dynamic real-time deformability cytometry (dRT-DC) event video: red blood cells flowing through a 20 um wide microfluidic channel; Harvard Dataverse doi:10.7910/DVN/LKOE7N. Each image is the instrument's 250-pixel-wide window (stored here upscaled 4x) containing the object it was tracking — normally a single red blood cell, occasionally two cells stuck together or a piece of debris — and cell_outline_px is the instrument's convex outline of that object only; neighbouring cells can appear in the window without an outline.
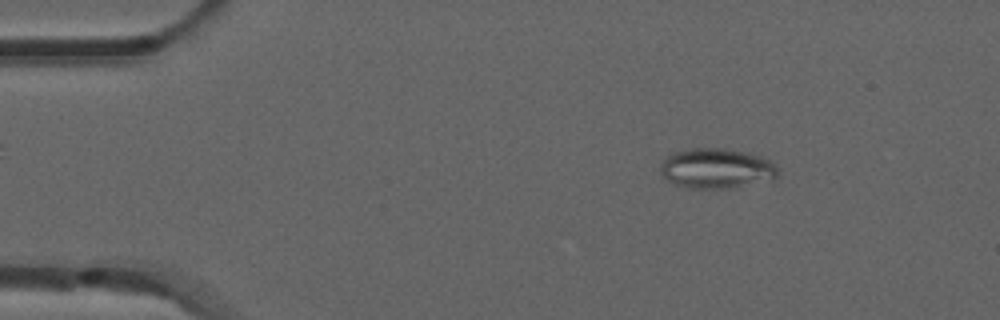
{"species": "common noctule bat (a hibernating species)", "species_latin": "Nyctalus noctula", "temperature_condition": "room temperature", "stored_images_in_passage": 51, "camera_frame_rate_fps": 3000, "um_per_image_px": 0.085, "animal": {"sex": "male", "forearm_length_mm": 52.5}, "frame": {"image": 1, "passage_image": 7, "time_ms": 2.0, "image_size_px": [1000, 320], "cell_outline_px": [[780, 172], [772, 180], [732, 188], [688, 188], [676, 184], [668, 180], [660, 172], [660, 164], [672, 152], [688, 148], [724, 148], [748, 152], [760, 156], [776, 164], [780, 168]], "centroid_in_image_um": [60.94, 14.31], "position_along_channel_um": 24.1, "area_um2": 27.74}}
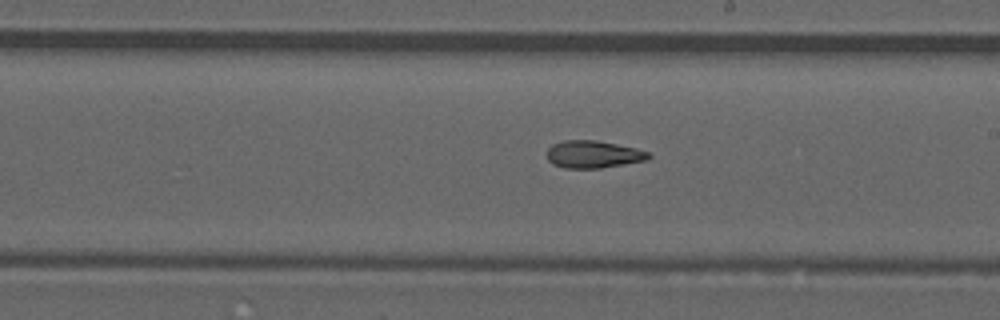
{"frame": {"image": 2, "passage_image": 29, "time_ms": 9.333, "image_size_px": [1000, 320], "cell_outline_px": [[652, 156], [648, 160], [600, 168], [564, 168], [552, 164], [548, 160], [548, 148], [552, 144], [564, 140], [596, 140], [636, 148], [648, 152]], "centroid_in_image_um": [50.43, 13.12], "position_along_channel_um": 238.6, "area_um2": 16.24}}
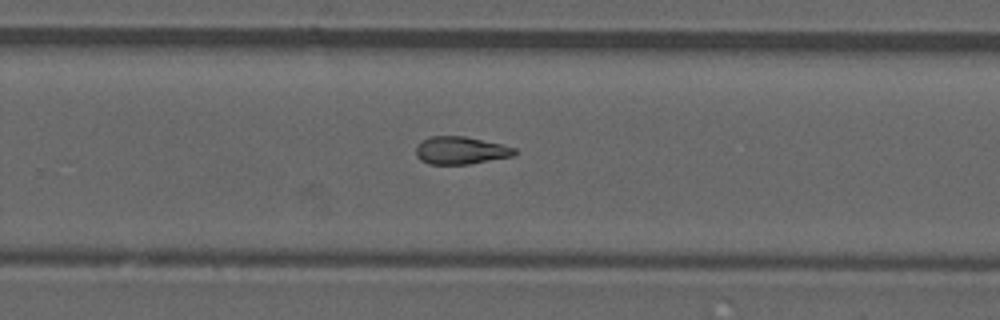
{"frame": {"image": 3, "passage_image": 33, "time_ms": 10.667, "image_size_px": [1000, 320], "cell_outline_px": [[516, 152], [512, 156], [468, 164], [428, 164], [420, 160], [416, 156], [416, 148], [420, 140], [428, 136], [464, 136], [500, 144], [516, 148]], "centroid_in_image_um": [39.09, 12.78], "position_along_channel_um": 290.7, "area_um2": 15.84}, "authors_computed_cell_mechanics": {"area_um2": 16.6464, "velocity_mm_per_s": 3.9195, "shape_relaxation_time_tau1_ms": null, "shape_relaxation_time_tau2_ms": 5.4669, "deformation_change_tau1": null, "deformation_change_tau2": 0.1494}}